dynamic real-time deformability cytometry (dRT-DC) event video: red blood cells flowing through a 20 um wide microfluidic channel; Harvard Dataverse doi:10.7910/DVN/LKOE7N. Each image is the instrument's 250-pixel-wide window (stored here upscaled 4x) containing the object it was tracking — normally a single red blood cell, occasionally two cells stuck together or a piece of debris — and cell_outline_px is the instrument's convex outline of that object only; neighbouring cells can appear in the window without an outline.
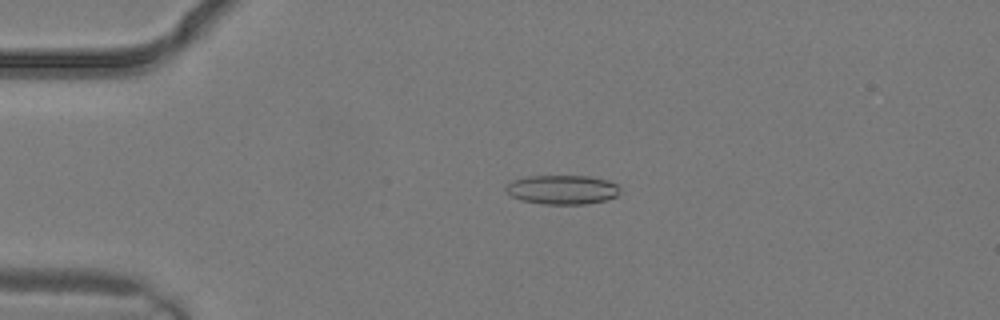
{"species": "common noctule bat (a hibernating species)", "species_latin": "Nyctalus noctula", "temperature_condition": "warm", "stored_images_in_passage": 3, "camera_frame_rate_fps": 3000, "um_per_image_px": 0.085, "animal": {"sex": "male", "body_mass_g": 19.2, "forearm_length_mm": 51.8}, "frame": {"image": 1, "passage_image": 2, "time_ms": 0.333, "image_size_px": [1000, 320], "cell_outline_px": [[620, 192], [616, 196], [608, 200], [584, 204], [544, 204], [520, 200], [504, 192], [504, 188], [512, 180], [524, 176], [588, 176], [608, 180], [616, 184], [620, 188]], "centroid_in_image_um": [47.77, 16.12], "position_along_channel_um": 37.2, "area_um2": 19.65}}